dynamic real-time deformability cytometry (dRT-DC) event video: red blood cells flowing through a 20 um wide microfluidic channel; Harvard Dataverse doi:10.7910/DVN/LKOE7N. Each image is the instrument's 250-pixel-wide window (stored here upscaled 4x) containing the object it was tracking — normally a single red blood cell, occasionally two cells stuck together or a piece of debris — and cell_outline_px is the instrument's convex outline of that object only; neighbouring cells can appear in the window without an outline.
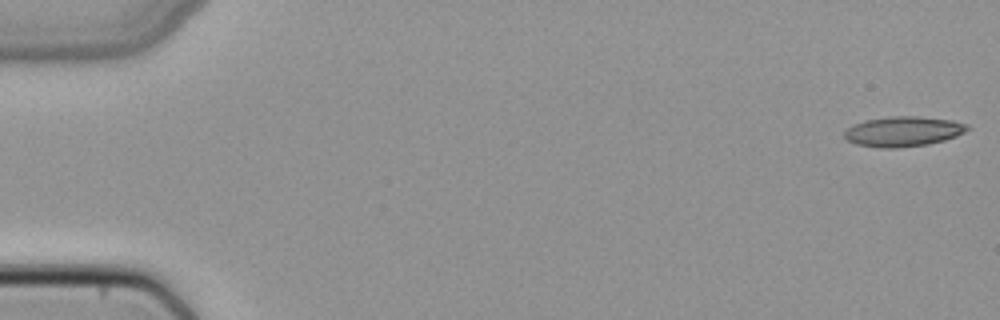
{"species": "common noctule bat (a hibernating species)", "species_latin": "Nyctalus noctula", "temperature_condition": "cold", "stored_images_in_passage": 20, "camera_frame_rate_fps": 3000, "um_per_image_px": 0.085, "animal": {"sex": "female", "body_mass_g": 22.7, "forearm_length_mm": 54.2}, "frame": {"image": 1, "passage_image": 1, "time_ms": 0.0, "image_size_px": [1000, 320], "cell_outline_px": [[972, 128], [956, 136], [944, 140], [928, 144], [896, 148], [880, 148], [856, 144], [848, 140], [844, 136], [844, 132], [852, 124], [864, 120], [888, 116], [916, 116], [952, 120], [968, 124]], "centroid_in_image_um": [76.77, 11.16], "position_along_channel_um": 8.2, "area_um2": 21.68}}
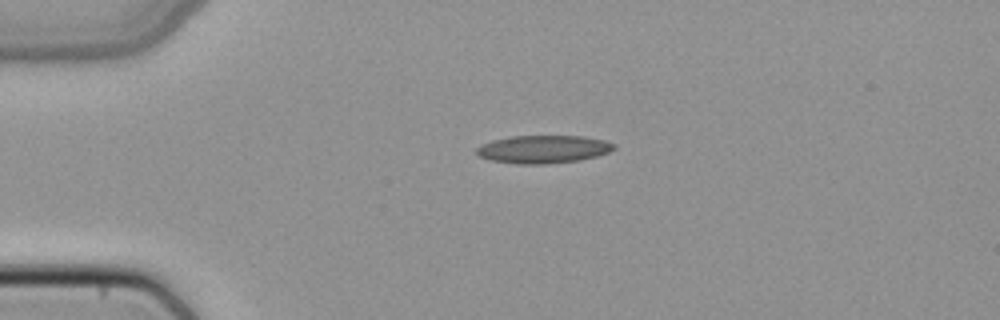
{"frame": {"image": 2, "passage_image": 12, "time_ms": 3.667, "image_size_px": [1000, 320], "cell_outline_px": [[616, 148], [608, 152], [596, 156], [580, 160], [548, 164], [516, 164], [488, 160], [480, 156], [476, 152], [476, 148], [492, 140], [512, 136], [584, 136], [604, 140], [616, 144]], "centroid_in_image_um": [46.19, 12.69], "position_along_channel_um": 38.8, "area_um2": 22.43}}